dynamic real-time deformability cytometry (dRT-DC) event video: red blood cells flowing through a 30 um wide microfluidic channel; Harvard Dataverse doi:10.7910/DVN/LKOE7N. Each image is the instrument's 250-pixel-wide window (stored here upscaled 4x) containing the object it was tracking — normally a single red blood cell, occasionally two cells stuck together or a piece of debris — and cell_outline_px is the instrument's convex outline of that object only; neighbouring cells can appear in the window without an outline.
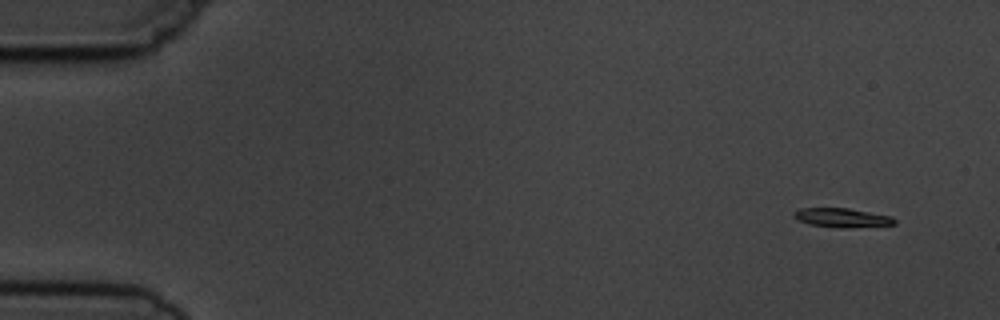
{"species": "common noctule bat (a hibernating species)", "species_latin": "Nyctalus noctula", "temperature_condition": "cold", "stored_images_in_passage": 6, "camera_frame_rate_fps": 3000, "um_per_image_px": 0.085, "animal": {"sex": "male", "body_mass_g": 19.5, "forearm_length_mm": 54.6}, "frame": {"image": 1, "passage_image": 1, "time_ms": 0.0, "image_size_px": [1000, 320], "cell_outline_px": [[896, 224], [844, 228], [840, 228], [808, 224], [796, 220], [792, 216], [792, 212], [800, 208], [848, 208], [892, 216], [896, 220]], "centroid_in_image_um": [71.52, 18.5], "position_along_channel_um": 13.5, "area_um2": 11.33}}
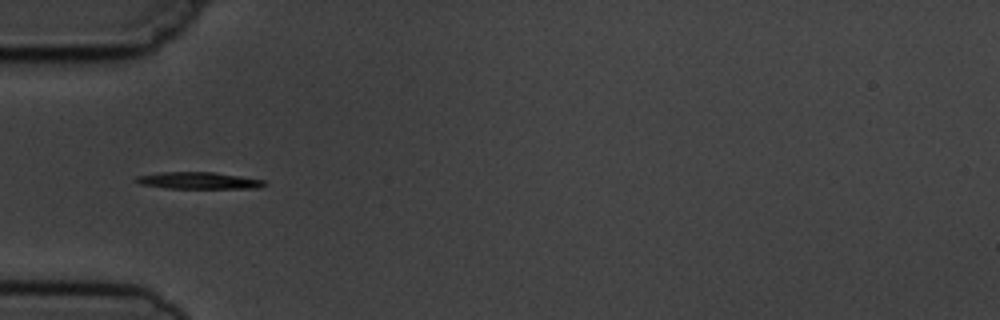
{"frame": {"image": 2, "passage_image": 5, "time_ms": 4.667, "image_size_px": [1000, 320], "cell_outline_px": [[264, 184], [256, 188], [168, 188], [140, 184], [132, 180], [136, 176], [160, 172], [212, 172], [240, 176], [264, 180]], "centroid_in_image_um": [16.78, 15.34], "position_along_channel_um": 68.2, "area_um2": 12.43}}
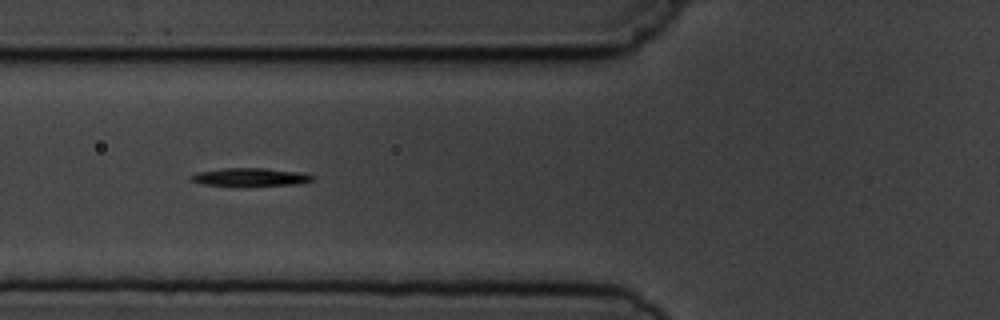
{"frame": {"image": 3, "passage_image": 6, "time_ms": 5.667, "image_size_px": [1000, 320], "cell_outline_px": [[316, 176], [312, 180], [300, 184], [204, 184], [192, 180], [188, 176], [196, 172], [224, 168], [264, 168], [300, 172]], "centroid_in_image_um": [21.29, 15.01], "position_along_channel_um": 104.5, "area_um2": 12.14}}